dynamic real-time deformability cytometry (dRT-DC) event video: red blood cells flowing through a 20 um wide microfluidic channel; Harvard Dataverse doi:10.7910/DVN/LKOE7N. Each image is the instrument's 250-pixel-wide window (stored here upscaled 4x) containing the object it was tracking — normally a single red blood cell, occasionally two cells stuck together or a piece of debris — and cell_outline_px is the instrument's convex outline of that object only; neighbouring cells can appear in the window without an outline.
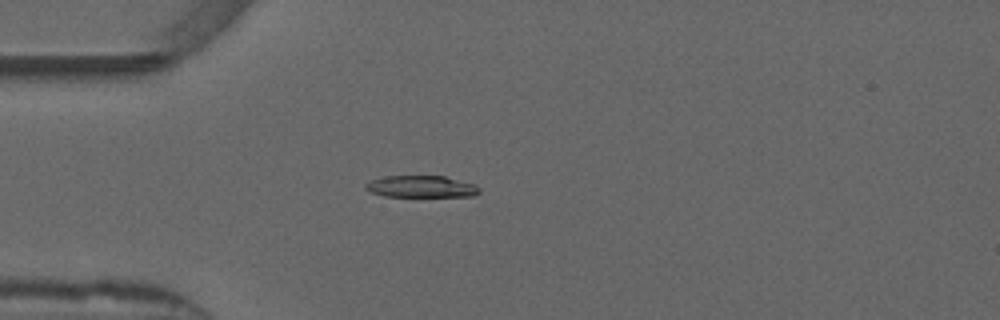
{"species": "common noctule bat (a hibernating species)", "species_latin": "Nyctalus noctula", "temperature_condition": "warm", "stored_images_in_passage": 10, "camera_frame_rate_fps": 3000, "um_per_image_px": 0.085, "animal": {"sex": "male", "forearm_length_mm": 52.5}, "frame": {"image": 1, "passage_image": 3, "time_ms": 0.667, "image_size_px": [1000, 320], "cell_outline_px": [[480, 192], [476, 196], [384, 196], [372, 192], [364, 188], [364, 184], [372, 180], [384, 176], [444, 176], [472, 184], [480, 188]], "centroid_in_image_um": [35.79, 15.86], "position_along_channel_um": 49.2, "area_um2": 14.28}}
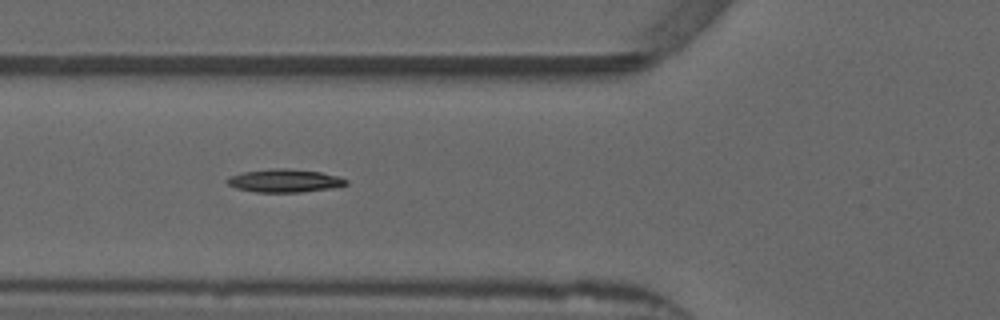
{"frame": {"image": 2, "passage_image": 8, "time_ms": 2.333, "image_size_px": [1000, 320], "cell_outline_px": [[348, 184], [332, 188], [300, 192], [256, 192], [236, 188], [228, 184], [224, 180], [228, 176], [244, 172], [272, 168], [288, 168], [320, 172], [336, 176], [348, 180]], "centroid_in_image_um": [24.16, 15.35], "position_along_channel_um": 101.6, "area_um2": 16.01}}